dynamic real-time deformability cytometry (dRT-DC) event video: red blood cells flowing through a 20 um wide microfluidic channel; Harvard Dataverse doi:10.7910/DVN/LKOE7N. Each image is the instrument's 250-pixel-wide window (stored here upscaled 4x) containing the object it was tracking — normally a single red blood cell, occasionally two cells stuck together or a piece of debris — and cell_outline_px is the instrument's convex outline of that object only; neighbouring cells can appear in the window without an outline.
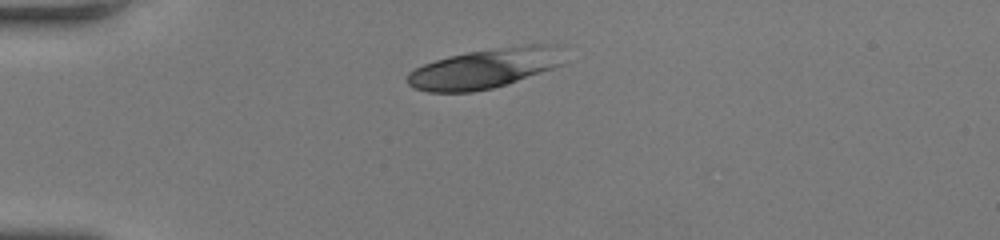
{"species": "human", "species_latin": "Homo sapiens", "temperature_condition": "room temperature", "stored_images_in_passage": 42, "camera_frame_rate_fps": 3000, "um_per_image_px": 0.085, "donor": {"sex": "female"}, "frame": {"image": 1, "passage_image": 1, "time_ms": 0.0, "image_size_px": [1000, 240], "cell_outline_px": [[564, 64], [508, 84], [492, 88], [472, 92], [428, 92], [412, 88], [404, 80], [408, 72], [424, 64], [436, 60], [468, 52], [528, 44], [556, 44]], "centroid_in_image_um": [41.17, 5.83], "position_along_channel_um": 43.8, "area_um2": 36.18}}
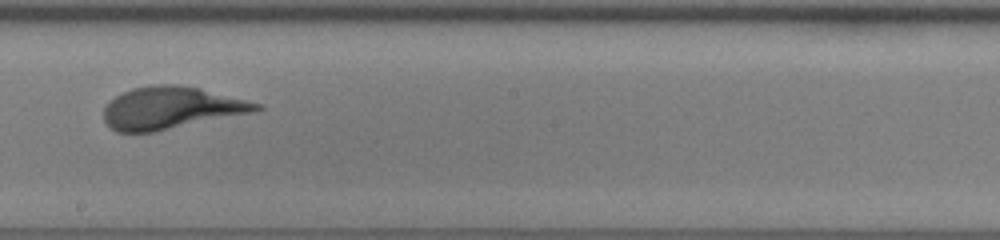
{"frame": {"image": 2, "passage_image": 19, "time_ms": 6.0, "image_size_px": [1000, 240], "cell_outline_px": [[264, 108], [252, 112], [152, 132], [116, 132], [104, 120], [104, 104], [108, 100], [132, 88], [152, 84], [180, 84], [200, 88], [260, 104]], "centroid_in_image_um": [14.47, 9.16], "position_along_channel_um": 233.7, "area_um2": 37.17}}
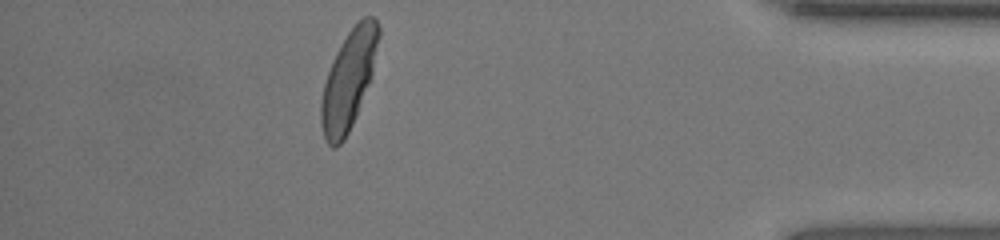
{"frame": {"image": 3, "passage_image": 36, "time_ms": 11.667, "image_size_px": [1000, 240], "cell_outline_px": [[380, 36], [372, 76], [356, 116], [344, 140], [336, 148], [332, 148], [328, 144], [324, 136], [320, 120], [320, 104], [324, 84], [332, 60], [340, 44], [348, 32], [364, 16], [372, 16], [376, 20], [380, 28]], "centroid_in_image_um": [29.63, 6.79], "position_along_channel_um": 405.6, "area_um2": 33.0}}